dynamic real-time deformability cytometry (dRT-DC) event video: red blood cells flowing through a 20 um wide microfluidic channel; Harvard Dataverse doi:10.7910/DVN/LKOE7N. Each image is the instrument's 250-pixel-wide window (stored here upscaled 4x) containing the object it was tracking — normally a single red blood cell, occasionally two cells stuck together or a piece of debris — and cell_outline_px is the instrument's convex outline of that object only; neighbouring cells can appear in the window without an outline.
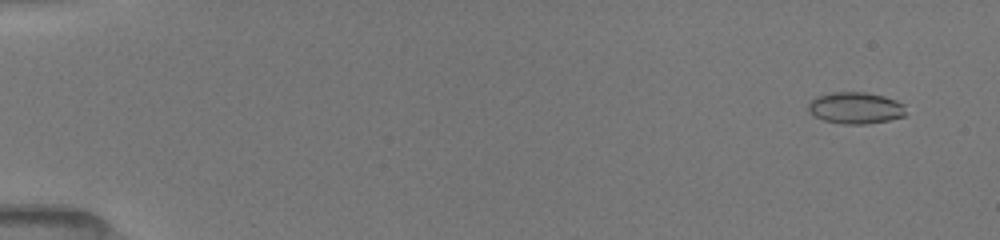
{"species": "common noctule bat (a hibernating species)", "species_latin": "Nyctalus noctula", "temperature_condition": "room temperature", "stored_images_in_passage": 11, "camera_frame_rate_fps": 3000, "um_per_image_px": 0.085, "animal": {"sex": "female", "body_mass_g": 19.5, "forearm_length_mm": 54.1}, "frame": {"image": 1, "passage_image": 2, "time_ms": 0.667, "image_size_px": [1000, 240], "cell_outline_px": [[904, 116], [888, 120], [864, 124], [840, 124], [824, 120], [808, 112], [808, 104], [816, 96], [832, 92], [864, 92], [884, 96], [896, 100], [904, 104]], "centroid_in_image_um": [72.7, 9.17], "position_along_channel_um": 12.3, "area_um2": 17.92}}
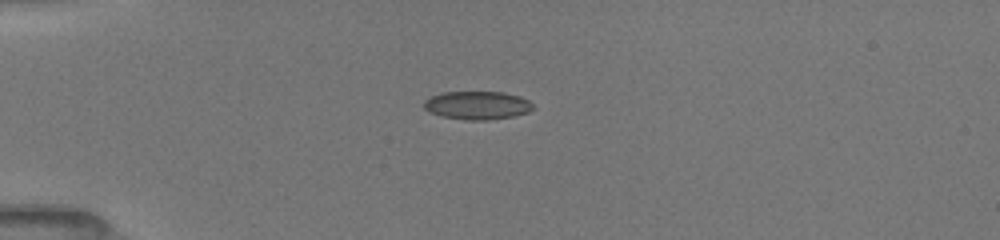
{"frame": {"image": 2, "passage_image": 8, "time_ms": 4.333, "image_size_px": [1000, 240], "cell_outline_px": [[536, 108], [528, 112], [512, 116], [488, 120], [468, 120], [444, 116], [428, 112], [424, 108], [424, 100], [440, 92], [504, 92], [520, 96], [528, 100]], "centroid_in_image_um": [40.58, 8.94], "position_along_channel_um": 44.4, "area_um2": 17.98}}
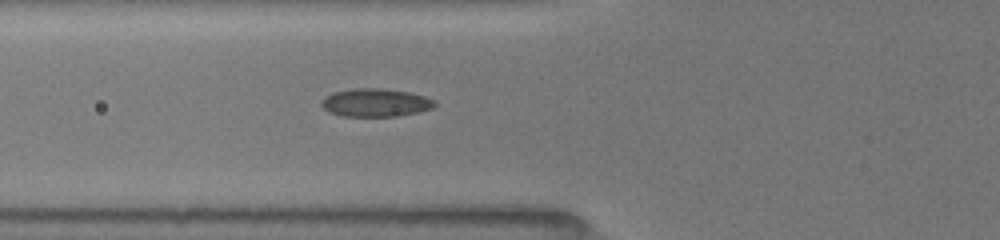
{"frame": {"image": 3, "passage_image": 11, "time_ms": 6.333, "image_size_px": [1000, 240], "cell_outline_px": [[436, 104], [432, 108], [416, 112], [396, 116], [344, 116], [328, 112], [320, 104], [320, 100], [324, 96], [332, 92], [352, 88], [380, 88], [408, 92], [424, 96], [436, 100]], "centroid_in_image_um": [31.87, 8.71], "position_along_channel_um": 93.9, "area_um2": 18.61}}